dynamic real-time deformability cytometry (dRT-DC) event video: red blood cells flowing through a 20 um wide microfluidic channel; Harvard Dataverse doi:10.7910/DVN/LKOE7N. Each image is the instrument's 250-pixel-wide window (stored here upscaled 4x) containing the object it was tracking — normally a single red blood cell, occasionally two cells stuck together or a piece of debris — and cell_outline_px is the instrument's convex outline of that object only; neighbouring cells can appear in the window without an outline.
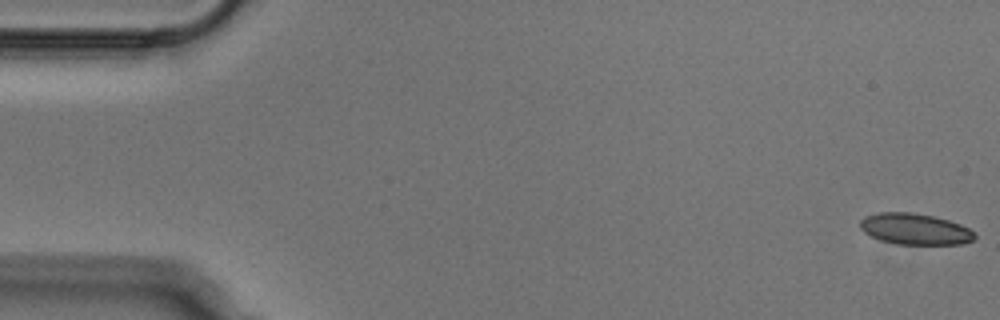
{"species": "Egyptian fruit bat (a non-hibernating species)", "species_latin": "Rousettus aegyptiacus", "temperature_condition": "cold", "stored_images_in_passage": 52, "camera_frame_rate_fps": 3000, "um_per_image_px": 0.085, "animal": {"sex": "male"}, "frame": {"image": 1, "passage_image": 1, "time_ms": 0.0, "image_size_px": [1000, 320], "cell_outline_px": [[976, 236], [972, 240], [960, 244], [896, 244], [880, 240], [864, 232], [860, 228], [860, 220], [864, 216], [876, 212], [912, 212], [932, 216], [948, 220], [960, 224], [968, 228]], "centroid_in_image_um": [77.72, 19.46], "position_along_channel_um": 7.3, "area_um2": 20.75}}
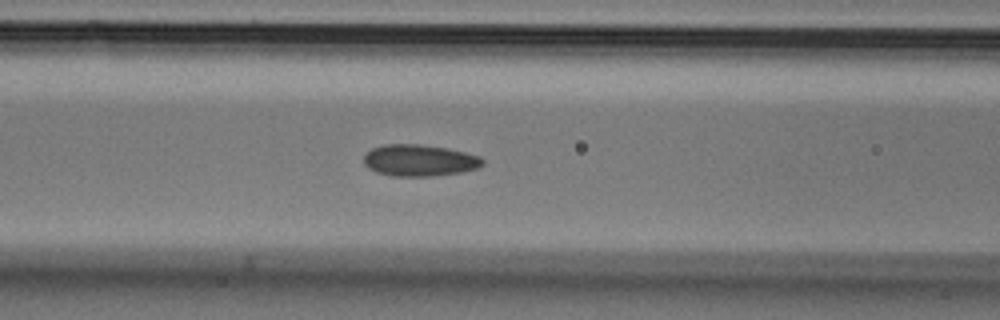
{"frame": {"image": 2, "passage_image": 21, "time_ms": 6.667, "image_size_px": [1000, 320], "cell_outline_px": [[484, 164], [480, 168], [460, 172], [432, 176], [392, 176], [376, 172], [368, 168], [364, 164], [364, 156], [372, 148], [384, 144], [420, 144], [448, 148], [480, 156], [484, 160]], "centroid_in_image_um": [35.66, 13.63], "position_along_channel_um": 130.9, "area_um2": 22.02}}
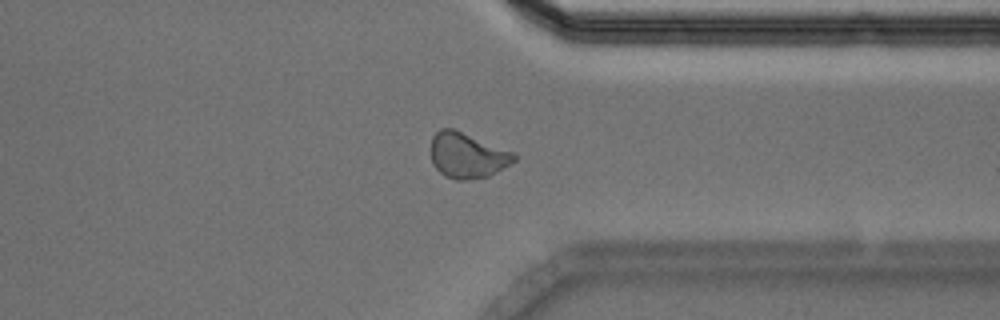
{"frame": {"image": 3, "passage_image": 40, "time_ms": 13.0, "image_size_px": [1000, 320], "cell_outline_px": [[516, 160], [488, 176], [468, 180], [456, 180], [444, 176], [432, 164], [432, 136], [440, 128], [456, 128], [516, 152]], "centroid_in_image_um": [39.73, 13.18], "position_along_channel_um": 371.7, "area_um2": 22.37}}